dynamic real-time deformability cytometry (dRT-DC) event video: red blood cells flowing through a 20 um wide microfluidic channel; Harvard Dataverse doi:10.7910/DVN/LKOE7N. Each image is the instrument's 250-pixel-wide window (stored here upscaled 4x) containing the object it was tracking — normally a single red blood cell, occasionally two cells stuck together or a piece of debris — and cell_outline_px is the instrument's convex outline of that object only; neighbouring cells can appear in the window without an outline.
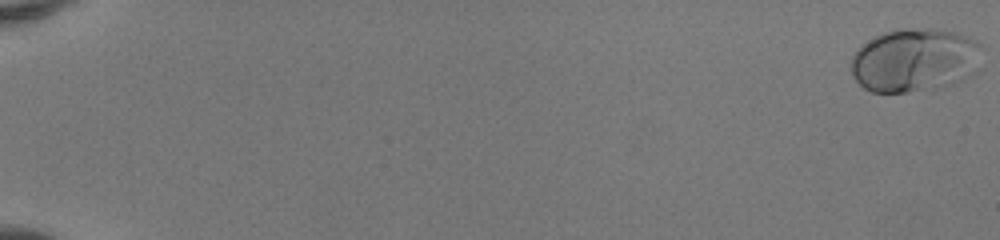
{"species": "human", "species_latin": "Homo sapiens", "temperature_condition": "room temperature", "stored_images_in_passage": 52, "camera_frame_rate_fps": 3000, "um_per_image_px": 0.085, "donor": {"sex": "female"}, "frame": {"image": 1, "passage_image": 1, "time_ms": 0.0, "image_size_px": [1000, 240], "cell_outline_px": [[984, 48], [980, 68], [972, 76], [956, 84], [908, 92], [872, 92], [864, 88], [856, 80], [852, 72], [852, 56], [856, 48], [860, 44], [884, 32], [896, 28], [936, 28], [960, 32], [976, 40]], "centroid_in_image_um": [77.83, 5.09], "position_along_channel_um": 7.2, "area_um2": 49.77}}
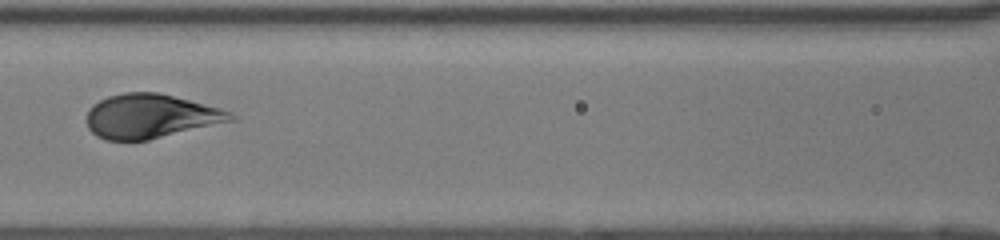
{"frame": {"image": 2, "passage_image": 27, "time_ms": 8.667, "image_size_px": [1000, 240], "cell_outline_px": [[236, 120], [148, 140], [104, 140], [96, 136], [88, 128], [88, 108], [92, 104], [108, 96], [124, 92], [160, 92], [220, 108], [232, 112], [236, 116]], "centroid_in_image_um": [12.8, 9.87], "position_along_channel_um": 153.8, "area_um2": 37.17}}
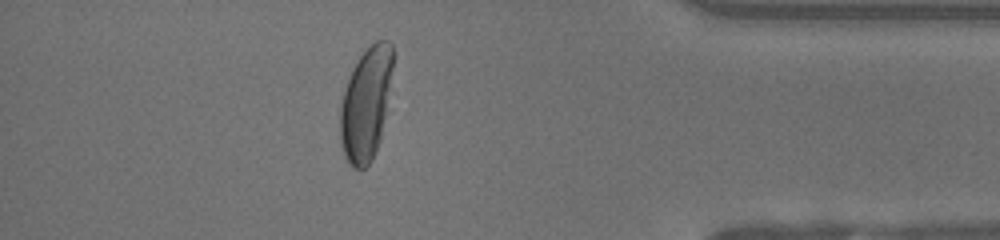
{"frame": {"image": 3, "passage_image": 47, "time_ms": 15.333, "image_size_px": [1000, 240], "cell_outline_px": [[392, 68], [380, 140], [372, 160], [364, 168], [356, 168], [344, 156], [340, 144], [340, 108], [344, 88], [360, 56], [376, 40], [388, 40], [392, 44]], "centroid_in_image_um": [31.08, 8.84], "position_along_channel_um": 404.1, "area_um2": 33.87}, "authors_computed_cell_mechanics": {"area_um2": 39.1595, "velocity_mm_per_s": 4.1286, "shape_relaxation_time_tau1_ms": 3.3211, "shape_relaxation_time_tau2_ms": null, "deformation_change_tau1": 0.1783, "deformation_change_tau2": null}}